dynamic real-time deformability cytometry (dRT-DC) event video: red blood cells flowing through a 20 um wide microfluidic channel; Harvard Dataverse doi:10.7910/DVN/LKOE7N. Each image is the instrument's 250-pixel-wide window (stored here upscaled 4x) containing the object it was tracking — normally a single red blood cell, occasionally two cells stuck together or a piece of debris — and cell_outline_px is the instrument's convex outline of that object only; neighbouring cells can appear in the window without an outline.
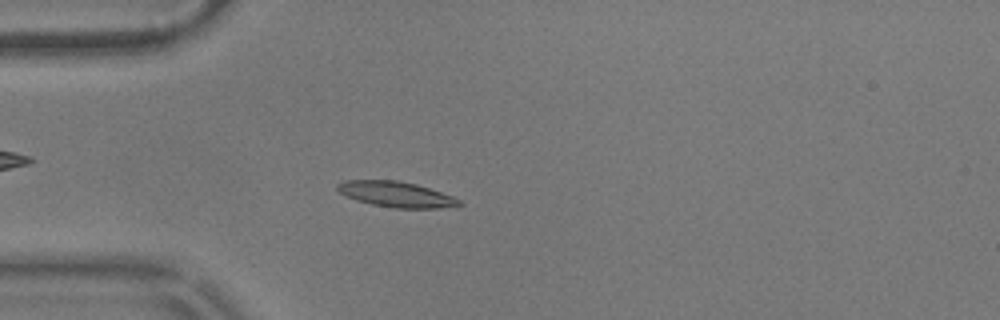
{"species": "common noctule bat (a hibernating species)", "species_latin": "Nyctalus noctula", "temperature_condition": "warm", "stored_images_in_passage": 56, "camera_frame_rate_fps": 3000, "um_per_image_px": 0.085, "animal": {"sex": "male", "body_mass_g": 17.9}, "frame": {"image": 1, "passage_image": 15, "time_ms": 4.667, "image_size_px": [1000, 320], "cell_outline_px": [[464, 204], [440, 208], [396, 208], [372, 204], [356, 200], [340, 192], [336, 188], [336, 184], [344, 180], [396, 180], [416, 184], [452, 196], [460, 200]], "centroid_in_image_um": [33.66, 16.51], "position_along_channel_um": 51.3, "area_um2": 17.92}}
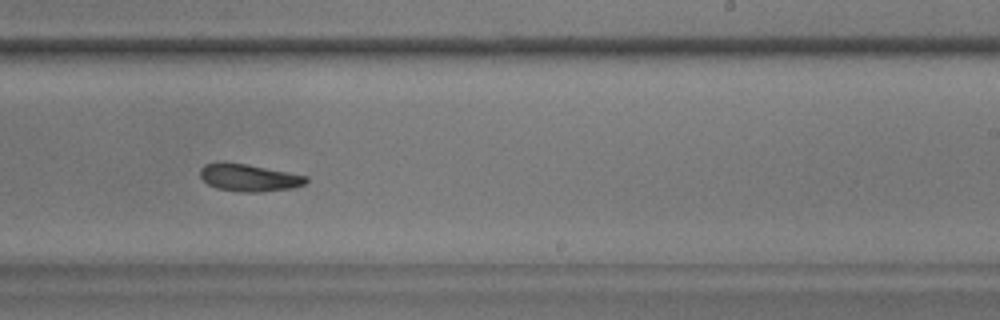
{"frame": {"image": 2, "passage_image": 34, "time_ms": 11.0, "image_size_px": [1000, 320], "cell_outline_px": [[308, 180], [304, 184], [292, 188], [260, 192], [244, 192], [216, 188], [208, 184], [200, 176], [200, 168], [204, 164], [220, 160], [224, 160], [248, 164], [308, 176]], "centroid_in_image_um": [21.12, 15.07], "position_along_channel_um": 267.9, "area_um2": 17.17}}
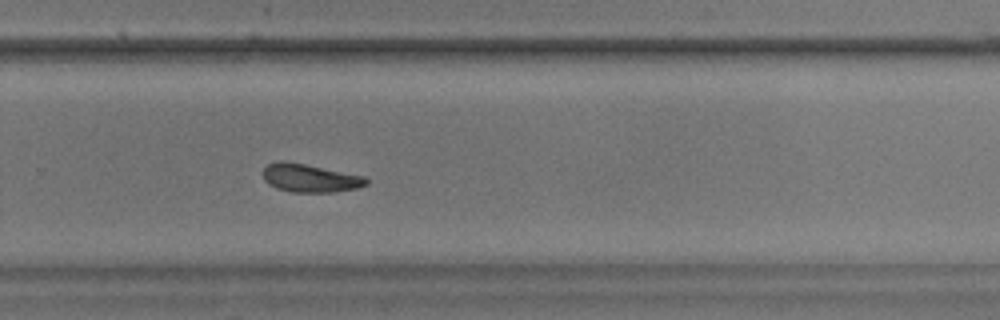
{"frame": {"image": 3, "passage_image": 37, "time_ms": 12.0, "image_size_px": [1000, 320], "cell_outline_px": [[368, 184], [356, 188], [332, 192], [292, 192], [276, 188], [268, 184], [264, 180], [264, 168], [268, 164], [276, 160], [284, 160], [364, 176], [368, 180]], "centroid_in_image_um": [26.32, 15.13], "position_along_channel_um": 303.5, "area_um2": 16.88}}